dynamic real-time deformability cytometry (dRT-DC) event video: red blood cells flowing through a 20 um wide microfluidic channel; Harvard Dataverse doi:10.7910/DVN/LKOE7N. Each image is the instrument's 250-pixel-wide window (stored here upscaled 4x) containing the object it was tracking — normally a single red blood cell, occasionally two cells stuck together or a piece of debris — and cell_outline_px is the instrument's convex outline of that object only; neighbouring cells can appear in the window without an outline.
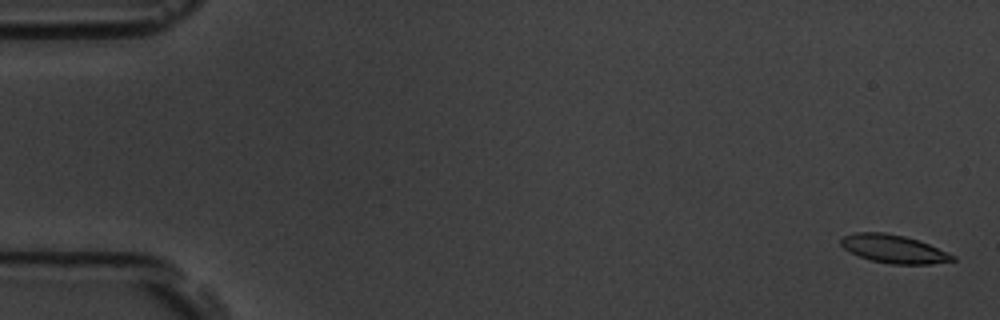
{"species": "common noctule bat (a hibernating species)", "species_latin": "Nyctalus noctula", "temperature_condition": "room temperature", "stored_images_in_passage": 5, "camera_frame_rate_fps": 3000, "um_per_image_px": 0.085, "animal": {"sex": "male", "body_mass_g": 19.5, "forearm_length_mm": 54.6}, "frame": {"image": 1, "passage_image": 1, "time_ms": 0.0, "image_size_px": [1000, 320], "cell_outline_px": [[956, 260], [932, 264], [892, 264], [872, 260], [860, 256], [844, 248], [840, 244], [840, 240], [844, 236], [856, 232], [884, 232], [904, 236], [928, 244], [948, 252], [956, 256]], "centroid_in_image_um": [75.99, 21.16], "position_along_channel_um": 9.0, "area_um2": 18.15}}
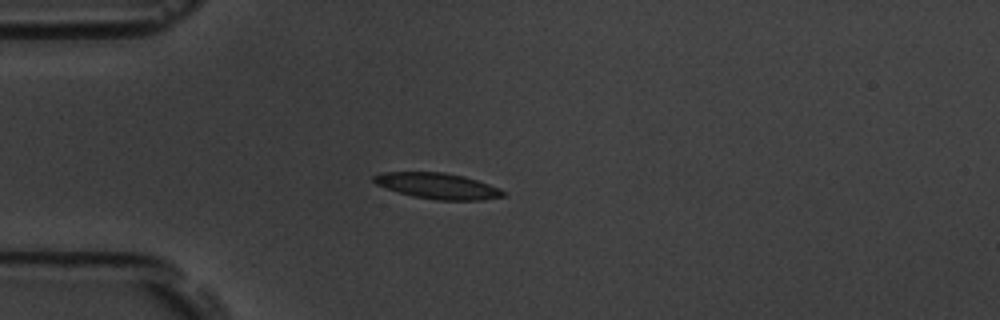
{"frame": {"image": 2, "passage_image": 5, "time_ms": 4.667, "image_size_px": [1000, 320], "cell_outline_px": [[508, 196], [484, 200], [436, 200], [412, 196], [384, 188], [376, 184], [372, 180], [372, 176], [380, 172], [444, 172], [464, 176], [500, 188], [508, 192]], "centroid_in_image_um": [37.22, 15.81], "position_along_channel_um": 47.8, "area_um2": 19.83}}